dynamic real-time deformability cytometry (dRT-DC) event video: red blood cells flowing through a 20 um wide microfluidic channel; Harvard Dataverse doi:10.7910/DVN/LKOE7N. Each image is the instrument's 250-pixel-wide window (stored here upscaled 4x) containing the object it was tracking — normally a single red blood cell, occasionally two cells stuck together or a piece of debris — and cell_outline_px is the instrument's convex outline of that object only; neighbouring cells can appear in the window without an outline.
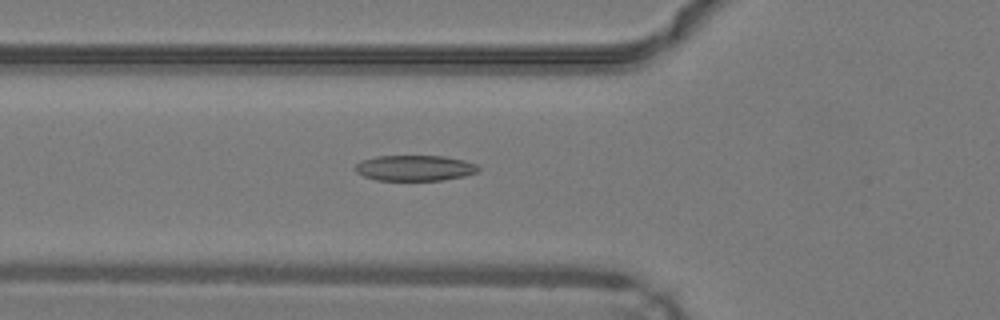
{"species": "common noctule bat (a hibernating species)", "species_latin": "Nyctalus noctula", "temperature_condition": "warm", "stored_images_in_passage": 40, "camera_frame_rate_fps": 3000, "um_per_image_px": 0.085, "animal": {"sex": "male", "body_mass_g": 19.2, "forearm_length_mm": 51.8}, "frame": {"image": 1, "passage_image": 9, "time_ms": 2.667, "image_size_px": [1000, 320], "cell_outline_px": [[480, 168], [476, 172], [464, 176], [440, 180], [376, 180], [364, 176], [356, 168], [356, 164], [364, 160], [380, 156], [440, 156], [460, 160], [472, 164]], "centroid_in_image_um": [35.24, 14.29], "position_along_channel_um": 90.6, "area_um2": 17.74}}
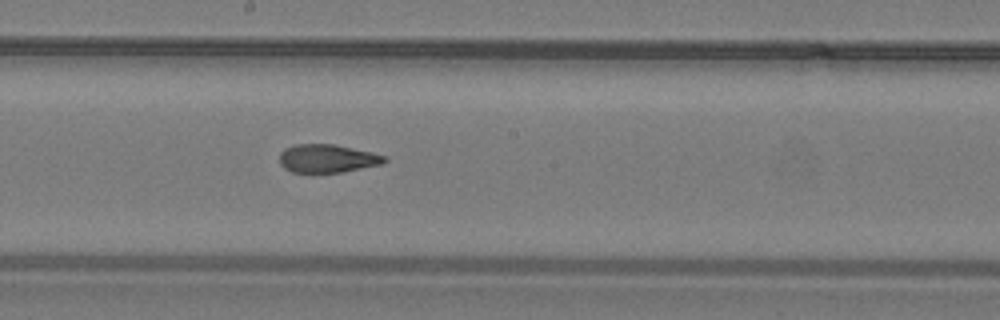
{"frame": {"image": 2, "passage_image": 18, "time_ms": 5.667, "image_size_px": [1000, 320], "cell_outline_px": [[388, 160], [380, 164], [340, 172], [292, 172], [284, 168], [280, 164], [280, 152], [296, 144], [332, 144], [368, 152], [384, 156]], "centroid_in_image_um": [27.77, 13.47], "position_along_channel_um": 220.4, "area_um2": 16.76}}
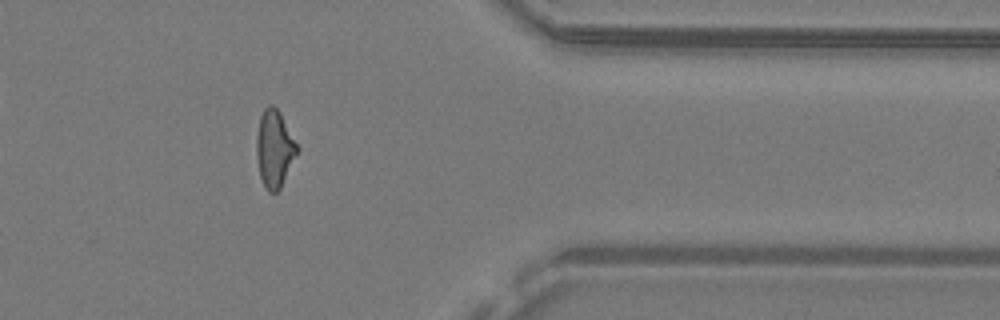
{"frame": {"image": 3, "passage_image": 31, "time_ms": 10.0, "image_size_px": [1000, 320], "cell_outline_px": [[296, 152], [280, 188], [276, 192], [268, 192], [260, 176], [256, 156], [256, 140], [260, 116], [264, 108], [268, 104], [272, 104], [280, 112], [296, 144]], "centroid_in_image_um": [23.28, 12.61], "position_along_channel_um": 388.1, "area_um2": 17.63}, "authors_computed_cell_mechanics": {"area_um2": 17.5712, "velocity_mm_per_s": 4.3035, "shape_relaxation_time_tau1_ms": null, "shape_relaxation_time_tau2_ms": 1.4576, "deformation_change_tau1": null, "deformation_change_tau2": 0.0934}}